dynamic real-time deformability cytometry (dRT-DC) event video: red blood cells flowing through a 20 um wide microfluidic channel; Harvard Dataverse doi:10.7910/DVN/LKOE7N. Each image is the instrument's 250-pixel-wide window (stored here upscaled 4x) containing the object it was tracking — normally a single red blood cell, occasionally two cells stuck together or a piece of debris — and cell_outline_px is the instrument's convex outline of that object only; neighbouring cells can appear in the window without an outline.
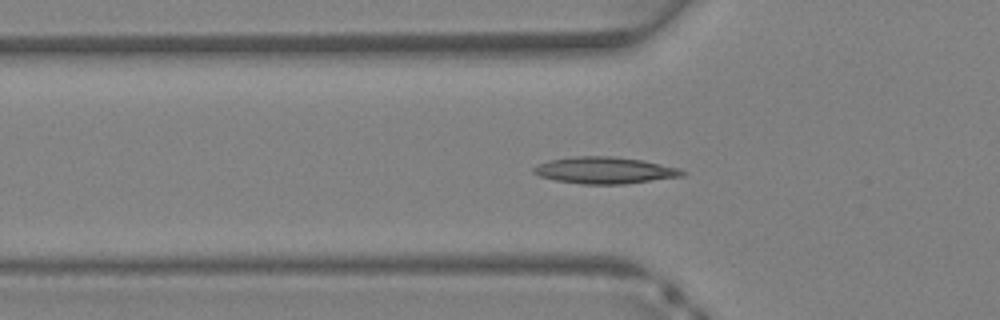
{"species": "Egyptian fruit bat (a non-hibernating species)", "species_latin": "Rousettus aegyptiacus", "temperature_condition": "warm", "stored_images_in_passage": 38, "segment_of_instrument_passage": [1, 2], "camera_frame_rate_fps": 3000, "um_per_image_px": 0.085, "animal": {"sex": "female"}, "frame": {"image": 1, "passage_image": 12, "time_ms": 3.667, "image_size_px": [1000, 320], "cell_outline_px": [[684, 176], [624, 184], [580, 184], [556, 180], [540, 176], [532, 172], [532, 168], [536, 164], [552, 160], [576, 156], [612, 156], [640, 160], [680, 168], [684, 172]], "centroid_in_image_um": [51.38, 14.48], "position_along_channel_um": 74.4, "area_um2": 22.95}}
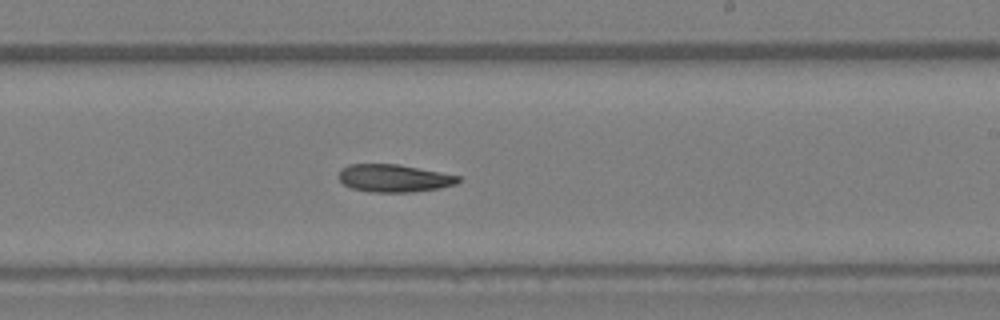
{"frame": {"image": 2, "passage_image": 22, "time_ms": 7.0, "image_size_px": [1000, 320], "cell_outline_px": [[464, 180], [456, 184], [440, 188], [412, 192], [372, 192], [352, 188], [344, 184], [340, 180], [340, 168], [348, 164], [396, 164], [440, 172], [460, 176]], "centroid_in_image_um": [33.52, 15.15], "position_along_channel_um": 255.5, "area_um2": 19.25}}
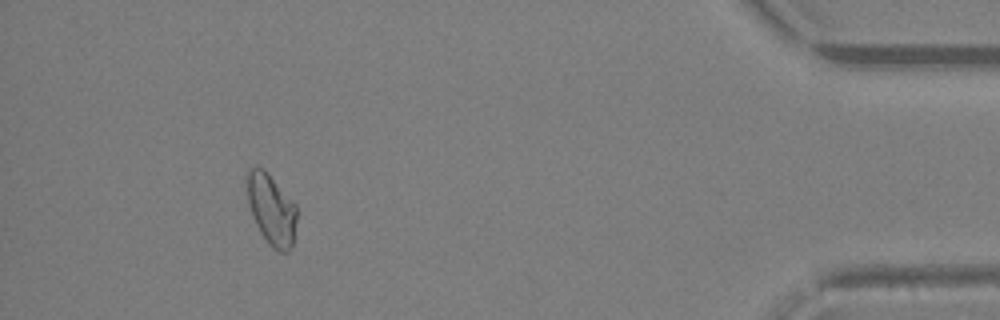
{"frame": {"image": 3, "passage_image": 34, "time_ms": 11.0, "image_size_px": [1000, 320], "cell_outline_px": [[296, 220], [292, 244], [288, 252], [280, 252], [272, 248], [268, 244], [260, 232], [252, 216], [248, 204], [244, 180], [244, 176], [248, 168], [264, 168], [296, 204]], "centroid_in_image_um": [23.02, 17.76], "position_along_channel_um": 412.2, "area_um2": 20.92}}